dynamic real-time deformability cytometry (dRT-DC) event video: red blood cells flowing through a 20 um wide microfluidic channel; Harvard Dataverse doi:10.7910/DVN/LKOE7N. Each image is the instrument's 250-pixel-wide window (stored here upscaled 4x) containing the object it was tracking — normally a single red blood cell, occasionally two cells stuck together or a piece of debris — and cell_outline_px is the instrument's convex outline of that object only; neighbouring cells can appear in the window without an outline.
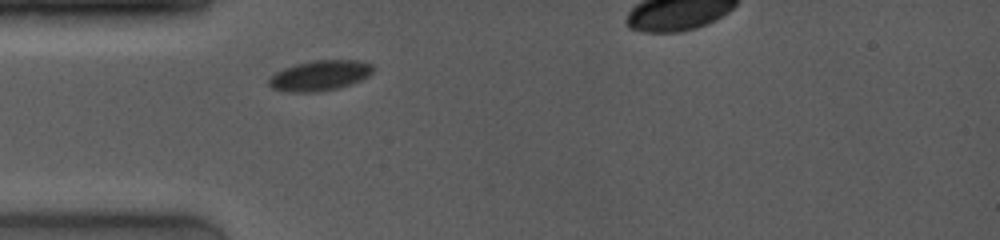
{"species": "common noctule bat (a hibernating species)", "species_latin": "Nyctalus noctula", "temperature_condition": "room temperature", "stored_images_in_passage": 15, "camera_frame_rate_fps": 4000, "um_per_image_px": 0.085, "animal": {"sex": "female", "body_mass_g": 19.0, "forearm_length_mm": 53.3}, "frame": {"image": 1, "passage_image": 1, "time_ms": 0.0, "image_size_px": [1000, 240], "cell_outline_px": [[376, 68], [368, 76], [352, 84], [340, 88], [320, 92], [288, 92], [272, 88], [268, 84], [268, 80], [276, 72], [284, 68], [296, 64], [312, 60], [360, 60], [372, 64]], "centroid_in_image_um": [27.22, 6.42], "position_along_channel_um": 57.8, "area_um2": 18.61}}
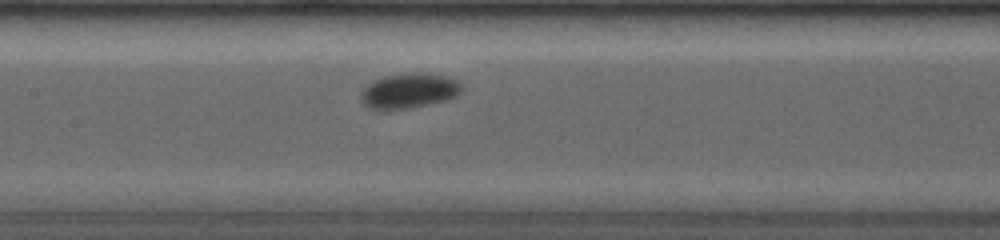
{"frame": {"image": 2, "passage_image": 9, "time_ms": 3.0, "image_size_px": [1000, 240], "cell_outline_px": [[464, 88], [456, 96], [444, 100], [428, 104], [408, 108], [368, 108], [360, 100], [360, 92], [368, 84], [384, 76], [408, 72], [416, 72], [448, 76], [460, 80], [464, 84]], "centroid_in_image_um": [34.82, 7.68], "position_along_channel_um": 172.6, "area_um2": 20.58}}